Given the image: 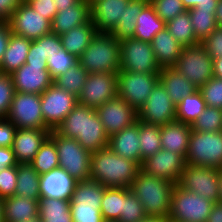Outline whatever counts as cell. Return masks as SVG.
I'll return each instance as SVG.
<instances>
[{
  "instance_id": "cell-40",
  "label": "cell",
  "mask_w": 222,
  "mask_h": 222,
  "mask_svg": "<svg viewBox=\"0 0 222 222\" xmlns=\"http://www.w3.org/2000/svg\"><path fill=\"white\" fill-rule=\"evenodd\" d=\"M30 165L40 174L59 169L58 153L55 143L48 137L40 146L39 151Z\"/></svg>"
},
{
  "instance_id": "cell-21",
  "label": "cell",
  "mask_w": 222,
  "mask_h": 222,
  "mask_svg": "<svg viewBox=\"0 0 222 222\" xmlns=\"http://www.w3.org/2000/svg\"><path fill=\"white\" fill-rule=\"evenodd\" d=\"M130 0H97L90 5L91 21L97 32L110 33L124 14Z\"/></svg>"
},
{
  "instance_id": "cell-44",
  "label": "cell",
  "mask_w": 222,
  "mask_h": 222,
  "mask_svg": "<svg viewBox=\"0 0 222 222\" xmlns=\"http://www.w3.org/2000/svg\"><path fill=\"white\" fill-rule=\"evenodd\" d=\"M191 129L200 132L222 131V109L207 106L193 122Z\"/></svg>"
},
{
  "instance_id": "cell-39",
  "label": "cell",
  "mask_w": 222,
  "mask_h": 222,
  "mask_svg": "<svg viewBox=\"0 0 222 222\" xmlns=\"http://www.w3.org/2000/svg\"><path fill=\"white\" fill-rule=\"evenodd\" d=\"M89 73L80 65L78 61L65 73L53 79V84L78 97L84 87V83Z\"/></svg>"
},
{
  "instance_id": "cell-13",
  "label": "cell",
  "mask_w": 222,
  "mask_h": 222,
  "mask_svg": "<svg viewBox=\"0 0 222 222\" xmlns=\"http://www.w3.org/2000/svg\"><path fill=\"white\" fill-rule=\"evenodd\" d=\"M41 95V110L45 125L55 130L78 104V97L52 84Z\"/></svg>"
},
{
  "instance_id": "cell-43",
  "label": "cell",
  "mask_w": 222,
  "mask_h": 222,
  "mask_svg": "<svg viewBox=\"0 0 222 222\" xmlns=\"http://www.w3.org/2000/svg\"><path fill=\"white\" fill-rule=\"evenodd\" d=\"M145 209L130 188L123 187V207L116 222H142L147 219Z\"/></svg>"
},
{
  "instance_id": "cell-48",
  "label": "cell",
  "mask_w": 222,
  "mask_h": 222,
  "mask_svg": "<svg viewBox=\"0 0 222 222\" xmlns=\"http://www.w3.org/2000/svg\"><path fill=\"white\" fill-rule=\"evenodd\" d=\"M15 93L11 74L0 73V118H6Z\"/></svg>"
},
{
  "instance_id": "cell-14",
  "label": "cell",
  "mask_w": 222,
  "mask_h": 222,
  "mask_svg": "<svg viewBox=\"0 0 222 222\" xmlns=\"http://www.w3.org/2000/svg\"><path fill=\"white\" fill-rule=\"evenodd\" d=\"M11 32L30 40L52 32L51 21L35 11L27 2H22L8 19Z\"/></svg>"
},
{
  "instance_id": "cell-55",
  "label": "cell",
  "mask_w": 222,
  "mask_h": 222,
  "mask_svg": "<svg viewBox=\"0 0 222 222\" xmlns=\"http://www.w3.org/2000/svg\"><path fill=\"white\" fill-rule=\"evenodd\" d=\"M62 48V42L60 36L55 33H49L47 35L42 36V51L44 52V56H52Z\"/></svg>"
},
{
  "instance_id": "cell-38",
  "label": "cell",
  "mask_w": 222,
  "mask_h": 222,
  "mask_svg": "<svg viewBox=\"0 0 222 222\" xmlns=\"http://www.w3.org/2000/svg\"><path fill=\"white\" fill-rule=\"evenodd\" d=\"M206 107L201 92L197 90L176 105V120L192 125Z\"/></svg>"
},
{
  "instance_id": "cell-8",
  "label": "cell",
  "mask_w": 222,
  "mask_h": 222,
  "mask_svg": "<svg viewBox=\"0 0 222 222\" xmlns=\"http://www.w3.org/2000/svg\"><path fill=\"white\" fill-rule=\"evenodd\" d=\"M173 68L198 89L214 77L213 60L201 43L183 47Z\"/></svg>"
},
{
  "instance_id": "cell-5",
  "label": "cell",
  "mask_w": 222,
  "mask_h": 222,
  "mask_svg": "<svg viewBox=\"0 0 222 222\" xmlns=\"http://www.w3.org/2000/svg\"><path fill=\"white\" fill-rule=\"evenodd\" d=\"M49 138L55 143L59 169L65 170L76 181L90 180L91 152L76 139L64 137L51 130Z\"/></svg>"
},
{
  "instance_id": "cell-50",
  "label": "cell",
  "mask_w": 222,
  "mask_h": 222,
  "mask_svg": "<svg viewBox=\"0 0 222 222\" xmlns=\"http://www.w3.org/2000/svg\"><path fill=\"white\" fill-rule=\"evenodd\" d=\"M17 184V166L0 170V198L5 199L15 195Z\"/></svg>"
},
{
  "instance_id": "cell-12",
  "label": "cell",
  "mask_w": 222,
  "mask_h": 222,
  "mask_svg": "<svg viewBox=\"0 0 222 222\" xmlns=\"http://www.w3.org/2000/svg\"><path fill=\"white\" fill-rule=\"evenodd\" d=\"M17 128L49 129L41 110V95L16 92L6 117Z\"/></svg>"
},
{
  "instance_id": "cell-34",
  "label": "cell",
  "mask_w": 222,
  "mask_h": 222,
  "mask_svg": "<svg viewBox=\"0 0 222 222\" xmlns=\"http://www.w3.org/2000/svg\"><path fill=\"white\" fill-rule=\"evenodd\" d=\"M40 174L30 164H18L15 195L38 200L40 194Z\"/></svg>"
},
{
  "instance_id": "cell-17",
  "label": "cell",
  "mask_w": 222,
  "mask_h": 222,
  "mask_svg": "<svg viewBox=\"0 0 222 222\" xmlns=\"http://www.w3.org/2000/svg\"><path fill=\"white\" fill-rule=\"evenodd\" d=\"M95 110L109 137L124 128L132 126L138 119L137 111L118 96L100 105Z\"/></svg>"
},
{
  "instance_id": "cell-10",
  "label": "cell",
  "mask_w": 222,
  "mask_h": 222,
  "mask_svg": "<svg viewBox=\"0 0 222 222\" xmlns=\"http://www.w3.org/2000/svg\"><path fill=\"white\" fill-rule=\"evenodd\" d=\"M120 70L138 73H159L150 42L135 38L120 41Z\"/></svg>"
},
{
  "instance_id": "cell-58",
  "label": "cell",
  "mask_w": 222,
  "mask_h": 222,
  "mask_svg": "<svg viewBox=\"0 0 222 222\" xmlns=\"http://www.w3.org/2000/svg\"><path fill=\"white\" fill-rule=\"evenodd\" d=\"M13 166H18V162L12 148L0 147V170Z\"/></svg>"
},
{
  "instance_id": "cell-66",
  "label": "cell",
  "mask_w": 222,
  "mask_h": 222,
  "mask_svg": "<svg viewBox=\"0 0 222 222\" xmlns=\"http://www.w3.org/2000/svg\"><path fill=\"white\" fill-rule=\"evenodd\" d=\"M0 222H4L3 220V199L0 198Z\"/></svg>"
},
{
  "instance_id": "cell-67",
  "label": "cell",
  "mask_w": 222,
  "mask_h": 222,
  "mask_svg": "<svg viewBox=\"0 0 222 222\" xmlns=\"http://www.w3.org/2000/svg\"><path fill=\"white\" fill-rule=\"evenodd\" d=\"M25 222H43L41 219H40V217L38 216V217H36V218H34V219H32V220H30V221H25Z\"/></svg>"
},
{
  "instance_id": "cell-45",
  "label": "cell",
  "mask_w": 222,
  "mask_h": 222,
  "mask_svg": "<svg viewBox=\"0 0 222 222\" xmlns=\"http://www.w3.org/2000/svg\"><path fill=\"white\" fill-rule=\"evenodd\" d=\"M78 62V58L73 54L68 53L63 47L58 53L47 58V70L52 79L65 73L70 67Z\"/></svg>"
},
{
  "instance_id": "cell-68",
  "label": "cell",
  "mask_w": 222,
  "mask_h": 222,
  "mask_svg": "<svg viewBox=\"0 0 222 222\" xmlns=\"http://www.w3.org/2000/svg\"><path fill=\"white\" fill-rule=\"evenodd\" d=\"M89 5L93 4L94 2H96L97 0H85Z\"/></svg>"
},
{
  "instance_id": "cell-29",
  "label": "cell",
  "mask_w": 222,
  "mask_h": 222,
  "mask_svg": "<svg viewBox=\"0 0 222 222\" xmlns=\"http://www.w3.org/2000/svg\"><path fill=\"white\" fill-rule=\"evenodd\" d=\"M31 42L30 39L11 33L1 61L0 73L12 74L25 64Z\"/></svg>"
},
{
  "instance_id": "cell-24",
  "label": "cell",
  "mask_w": 222,
  "mask_h": 222,
  "mask_svg": "<svg viewBox=\"0 0 222 222\" xmlns=\"http://www.w3.org/2000/svg\"><path fill=\"white\" fill-rule=\"evenodd\" d=\"M191 131V125L177 120L160 126L162 149H166L186 158Z\"/></svg>"
},
{
  "instance_id": "cell-11",
  "label": "cell",
  "mask_w": 222,
  "mask_h": 222,
  "mask_svg": "<svg viewBox=\"0 0 222 222\" xmlns=\"http://www.w3.org/2000/svg\"><path fill=\"white\" fill-rule=\"evenodd\" d=\"M178 185L214 203L220 202L219 169L217 168L186 164Z\"/></svg>"
},
{
  "instance_id": "cell-32",
  "label": "cell",
  "mask_w": 222,
  "mask_h": 222,
  "mask_svg": "<svg viewBox=\"0 0 222 222\" xmlns=\"http://www.w3.org/2000/svg\"><path fill=\"white\" fill-rule=\"evenodd\" d=\"M105 189L106 187L97 181H76L72 191L70 204H79V206H95L97 209H100Z\"/></svg>"
},
{
  "instance_id": "cell-65",
  "label": "cell",
  "mask_w": 222,
  "mask_h": 222,
  "mask_svg": "<svg viewBox=\"0 0 222 222\" xmlns=\"http://www.w3.org/2000/svg\"><path fill=\"white\" fill-rule=\"evenodd\" d=\"M142 222H169V221L167 219L148 217L147 219L143 220Z\"/></svg>"
},
{
  "instance_id": "cell-63",
  "label": "cell",
  "mask_w": 222,
  "mask_h": 222,
  "mask_svg": "<svg viewBox=\"0 0 222 222\" xmlns=\"http://www.w3.org/2000/svg\"><path fill=\"white\" fill-rule=\"evenodd\" d=\"M216 23L219 27H222V0H218V4L215 11Z\"/></svg>"
},
{
  "instance_id": "cell-27",
  "label": "cell",
  "mask_w": 222,
  "mask_h": 222,
  "mask_svg": "<svg viewBox=\"0 0 222 222\" xmlns=\"http://www.w3.org/2000/svg\"><path fill=\"white\" fill-rule=\"evenodd\" d=\"M39 201L13 195L3 199L4 222H25L38 217Z\"/></svg>"
},
{
  "instance_id": "cell-4",
  "label": "cell",
  "mask_w": 222,
  "mask_h": 222,
  "mask_svg": "<svg viewBox=\"0 0 222 222\" xmlns=\"http://www.w3.org/2000/svg\"><path fill=\"white\" fill-rule=\"evenodd\" d=\"M78 61L89 74L118 73L120 41H117L111 33L97 32Z\"/></svg>"
},
{
  "instance_id": "cell-51",
  "label": "cell",
  "mask_w": 222,
  "mask_h": 222,
  "mask_svg": "<svg viewBox=\"0 0 222 222\" xmlns=\"http://www.w3.org/2000/svg\"><path fill=\"white\" fill-rule=\"evenodd\" d=\"M201 44L212 60L222 57V27L215 28Z\"/></svg>"
},
{
  "instance_id": "cell-33",
  "label": "cell",
  "mask_w": 222,
  "mask_h": 222,
  "mask_svg": "<svg viewBox=\"0 0 222 222\" xmlns=\"http://www.w3.org/2000/svg\"><path fill=\"white\" fill-rule=\"evenodd\" d=\"M38 216L43 222H72L70 199L40 198Z\"/></svg>"
},
{
  "instance_id": "cell-31",
  "label": "cell",
  "mask_w": 222,
  "mask_h": 222,
  "mask_svg": "<svg viewBox=\"0 0 222 222\" xmlns=\"http://www.w3.org/2000/svg\"><path fill=\"white\" fill-rule=\"evenodd\" d=\"M166 23L156 14L154 7L148 2L136 18V28L133 38L151 42L155 34L162 31Z\"/></svg>"
},
{
  "instance_id": "cell-53",
  "label": "cell",
  "mask_w": 222,
  "mask_h": 222,
  "mask_svg": "<svg viewBox=\"0 0 222 222\" xmlns=\"http://www.w3.org/2000/svg\"><path fill=\"white\" fill-rule=\"evenodd\" d=\"M27 2L35 11L43 15L52 22L57 13V7L54 0H23Z\"/></svg>"
},
{
  "instance_id": "cell-19",
  "label": "cell",
  "mask_w": 222,
  "mask_h": 222,
  "mask_svg": "<svg viewBox=\"0 0 222 222\" xmlns=\"http://www.w3.org/2000/svg\"><path fill=\"white\" fill-rule=\"evenodd\" d=\"M16 92L42 94L53 84L47 65L23 64L11 74Z\"/></svg>"
},
{
  "instance_id": "cell-15",
  "label": "cell",
  "mask_w": 222,
  "mask_h": 222,
  "mask_svg": "<svg viewBox=\"0 0 222 222\" xmlns=\"http://www.w3.org/2000/svg\"><path fill=\"white\" fill-rule=\"evenodd\" d=\"M137 113L138 120L163 126L176 120V105L169 97L163 85L158 82L152 89L145 104Z\"/></svg>"
},
{
  "instance_id": "cell-3",
  "label": "cell",
  "mask_w": 222,
  "mask_h": 222,
  "mask_svg": "<svg viewBox=\"0 0 222 222\" xmlns=\"http://www.w3.org/2000/svg\"><path fill=\"white\" fill-rule=\"evenodd\" d=\"M175 186L169 180L147 174L140 169L130 190L142 203L148 217L168 219Z\"/></svg>"
},
{
  "instance_id": "cell-6",
  "label": "cell",
  "mask_w": 222,
  "mask_h": 222,
  "mask_svg": "<svg viewBox=\"0 0 222 222\" xmlns=\"http://www.w3.org/2000/svg\"><path fill=\"white\" fill-rule=\"evenodd\" d=\"M214 202L176 184L171 198L169 222H207Z\"/></svg>"
},
{
  "instance_id": "cell-54",
  "label": "cell",
  "mask_w": 222,
  "mask_h": 222,
  "mask_svg": "<svg viewBox=\"0 0 222 222\" xmlns=\"http://www.w3.org/2000/svg\"><path fill=\"white\" fill-rule=\"evenodd\" d=\"M17 127L7 118H0V147H12Z\"/></svg>"
},
{
  "instance_id": "cell-59",
  "label": "cell",
  "mask_w": 222,
  "mask_h": 222,
  "mask_svg": "<svg viewBox=\"0 0 222 222\" xmlns=\"http://www.w3.org/2000/svg\"><path fill=\"white\" fill-rule=\"evenodd\" d=\"M11 29L8 22L0 21V65L3 55L7 49L9 37L11 35Z\"/></svg>"
},
{
  "instance_id": "cell-42",
  "label": "cell",
  "mask_w": 222,
  "mask_h": 222,
  "mask_svg": "<svg viewBox=\"0 0 222 222\" xmlns=\"http://www.w3.org/2000/svg\"><path fill=\"white\" fill-rule=\"evenodd\" d=\"M215 11L216 10H199L195 7L188 10L194 33L200 42L218 27Z\"/></svg>"
},
{
  "instance_id": "cell-41",
  "label": "cell",
  "mask_w": 222,
  "mask_h": 222,
  "mask_svg": "<svg viewBox=\"0 0 222 222\" xmlns=\"http://www.w3.org/2000/svg\"><path fill=\"white\" fill-rule=\"evenodd\" d=\"M123 207V187H106L100 212L104 221H117Z\"/></svg>"
},
{
  "instance_id": "cell-16",
  "label": "cell",
  "mask_w": 222,
  "mask_h": 222,
  "mask_svg": "<svg viewBox=\"0 0 222 222\" xmlns=\"http://www.w3.org/2000/svg\"><path fill=\"white\" fill-rule=\"evenodd\" d=\"M116 96L117 73H92L84 83L78 103L96 109Z\"/></svg>"
},
{
  "instance_id": "cell-20",
  "label": "cell",
  "mask_w": 222,
  "mask_h": 222,
  "mask_svg": "<svg viewBox=\"0 0 222 222\" xmlns=\"http://www.w3.org/2000/svg\"><path fill=\"white\" fill-rule=\"evenodd\" d=\"M50 132V129L17 128L11 148L18 164H30Z\"/></svg>"
},
{
  "instance_id": "cell-7",
  "label": "cell",
  "mask_w": 222,
  "mask_h": 222,
  "mask_svg": "<svg viewBox=\"0 0 222 222\" xmlns=\"http://www.w3.org/2000/svg\"><path fill=\"white\" fill-rule=\"evenodd\" d=\"M186 164L222 169V131H191Z\"/></svg>"
},
{
  "instance_id": "cell-25",
  "label": "cell",
  "mask_w": 222,
  "mask_h": 222,
  "mask_svg": "<svg viewBox=\"0 0 222 222\" xmlns=\"http://www.w3.org/2000/svg\"><path fill=\"white\" fill-rule=\"evenodd\" d=\"M90 19V5L85 0H80L69 8L57 11L51 22L52 33L60 36L77 26L87 23Z\"/></svg>"
},
{
  "instance_id": "cell-36",
  "label": "cell",
  "mask_w": 222,
  "mask_h": 222,
  "mask_svg": "<svg viewBox=\"0 0 222 222\" xmlns=\"http://www.w3.org/2000/svg\"><path fill=\"white\" fill-rule=\"evenodd\" d=\"M165 27L183 47L201 43L194 33L188 10L167 21Z\"/></svg>"
},
{
  "instance_id": "cell-18",
  "label": "cell",
  "mask_w": 222,
  "mask_h": 222,
  "mask_svg": "<svg viewBox=\"0 0 222 222\" xmlns=\"http://www.w3.org/2000/svg\"><path fill=\"white\" fill-rule=\"evenodd\" d=\"M185 166L186 160L182 155L161 149L145 159L141 169L147 174L178 184Z\"/></svg>"
},
{
  "instance_id": "cell-64",
  "label": "cell",
  "mask_w": 222,
  "mask_h": 222,
  "mask_svg": "<svg viewBox=\"0 0 222 222\" xmlns=\"http://www.w3.org/2000/svg\"><path fill=\"white\" fill-rule=\"evenodd\" d=\"M219 196L222 203V169H219Z\"/></svg>"
},
{
  "instance_id": "cell-35",
  "label": "cell",
  "mask_w": 222,
  "mask_h": 222,
  "mask_svg": "<svg viewBox=\"0 0 222 222\" xmlns=\"http://www.w3.org/2000/svg\"><path fill=\"white\" fill-rule=\"evenodd\" d=\"M149 0H130L116 27L110 32L117 41L133 38L136 18Z\"/></svg>"
},
{
  "instance_id": "cell-52",
  "label": "cell",
  "mask_w": 222,
  "mask_h": 222,
  "mask_svg": "<svg viewBox=\"0 0 222 222\" xmlns=\"http://www.w3.org/2000/svg\"><path fill=\"white\" fill-rule=\"evenodd\" d=\"M28 65H47V56L42 51V37L32 40L29 53L26 57Z\"/></svg>"
},
{
  "instance_id": "cell-30",
  "label": "cell",
  "mask_w": 222,
  "mask_h": 222,
  "mask_svg": "<svg viewBox=\"0 0 222 222\" xmlns=\"http://www.w3.org/2000/svg\"><path fill=\"white\" fill-rule=\"evenodd\" d=\"M97 30L91 19L80 26L60 35L62 47L70 54L79 58L89 46Z\"/></svg>"
},
{
  "instance_id": "cell-37",
  "label": "cell",
  "mask_w": 222,
  "mask_h": 222,
  "mask_svg": "<svg viewBox=\"0 0 222 222\" xmlns=\"http://www.w3.org/2000/svg\"><path fill=\"white\" fill-rule=\"evenodd\" d=\"M139 124V143L141 166L143 161L162 149L160 126L145 123L137 119Z\"/></svg>"
},
{
  "instance_id": "cell-26",
  "label": "cell",
  "mask_w": 222,
  "mask_h": 222,
  "mask_svg": "<svg viewBox=\"0 0 222 222\" xmlns=\"http://www.w3.org/2000/svg\"><path fill=\"white\" fill-rule=\"evenodd\" d=\"M150 43L160 68L173 67L183 49L166 27L155 34Z\"/></svg>"
},
{
  "instance_id": "cell-23",
  "label": "cell",
  "mask_w": 222,
  "mask_h": 222,
  "mask_svg": "<svg viewBox=\"0 0 222 222\" xmlns=\"http://www.w3.org/2000/svg\"><path fill=\"white\" fill-rule=\"evenodd\" d=\"M108 147L117 155L131 159L141 166L139 124L132 126L109 137Z\"/></svg>"
},
{
  "instance_id": "cell-28",
  "label": "cell",
  "mask_w": 222,
  "mask_h": 222,
  "mask_svg": "<svg viewBox=\"0 0 222 222\" xmlns=\"http://www.w3.org/2000/svg\"><path fill=\"white\" fill-rule=\"evenodd\" d=\"M159 82L175 105L198 88L173 67L161 68Z\"/></svg>"
},
{
  "instance_id": "cell-47",
  "label": "cell",
  "mask_w": 222,
  "mask_h": 222,
  "mask_svg": "<svg viewBox=\"0 0 222 222\" xmlns=\"http://www.w3.org/2000/svg\"><path fill=\"white\" fill-rule=\"evenodd\" d=\"M198 90L207 106L222 109V79L212 77Z\"/></svg>"
},
{
  "instance_id": "cell-60",
  "label": "cell",
  "mask_w": 222,
  "mask_h": 222,
  "mask_svg": "<svg viewBox=\"0 0 222 222\" xmlns=\"http://www.w3.org/2000/svg\"><path fill=\"white\" fill-rule=\"evenodd\" d=\"M207 222H222V203H214Z\"/></svg>"
},
{
  "instance_id": "cell-62",
  "label": "cell",
  "mask_w": 222,
  "mask_h": 222,
  "mask_svg": "<svg viewBox=\"0 0 222 222\" xmlns=\"http://www.w3.org/2000/svg\"><path fill=\"white\" fill-rule=\"evenodd\" d=\"M213 74L215 78L222 79V57L213 60Z\"/></svg>"
},
{
  "instance_id": "cell-57",
  "label": "cell",
  "mask_w": 222,
  "mask_h": 222,
  "mask_svg": "<svg viewBox=\"0 0 222 222\" xmlns=\"http://www.w3.org/2000/svg\"><path fill=\"white\" fill-rule=\"evenodd\" d=\"M186 10L197 8L199 10H216L218 0H182Z\"/></svg>"
},
{
  "instance_id": "cell-1",
  "label": "cell",
  "mask_w": 222,
  "mask_h": 222,
  "mask_svg": "<svg viewBox=\"0 0 222 222\" xmlns=\"http://www.w3.org/2000/svg\"><path fill=\"white\" fill-rule=\"evenodd\" d=\"M55 131L64 137L76 139L84 149L91 153L108 147L109 136L96 110L79 103L68 113Z\"/></svg>"
},
{
  "instance_id": "cell-46",
  "label": "cell",
  "mask_w": 222,
  "mask_h": 222,
  "mask_svg": "<svg viewBox=\"0 0 222 222\" xmlns=\"http://www.w3.org/2000/svg\"><path fill=\"white\" fill-rule=\"evenodd\" d=\"M156 14L165 23L186 10L182 0H149Z\"/></svg>"
},
{
  "instance_id": "cell-61",
  "label": "cell",
  "mask_w": 222,
  "mask_h": 222,
  "mask_svg": "<svg viewBox=\"0 0 222 222\" xmlns=\"http://www.w3.org/2000/svg\"><path fill=\"white\" fill-rule=\"evenodd\" d=\"M80 0H54V3L58 11L69 8L74 4H77Z\"/></svg>"
},
{
  "instance_id": "cell-56",
  "label": "cell",
  "mask_w": 222,
  "mask_h": 222,
  "mask_svg": "<svg viewBox=\"0 0 222 222\" xmlns=\"http://www.w3.org/2000/svg\"><path fill=\"white\" fill-rule=\"evenodd\" d=\"M23 0H0V21L7 22Z\"/></svg>"
},
{
  "instance_id": "cell-9",
  "label": "cell",
  "mask_w": 222,
  "mask_h": 222,
  "mask_svg": "<svg viewBox=\"0 0 222 222\" xmlns=\"http://www.w3.org/2000/svg\"><path fill=\"white\" fill-rule=\"evenodd\" d=\"M159 82V73H138L120 70L117 73V96L138 111Z\"/></svg>"
},
{
  "instance_id": "cell-2",
  "label": "cell",
  "mask_w": 222,
  "mask_h": 222,
  "mask_svg": "<svg viewBox=\"0 0 222 222\" xmlns=\"http://www.w3.org/2000/svg\"><path fill=\"white\" fill-rule=\"evenodd\" d=\"M140 169L138 163L115 154L109 147L91 154L90 180L104 187L130 188Z\"/></svg>"
},
{
  "instance_id": "cell-22",
  "label": "cell",
  "mask_w": 222,
  "mask_h": 222,
  "mask_svg": "<svg viewBox=\"0 0 222 222\" xmlns=\"http://www.w3.org/2000/svg\"><path fill=\"white\" fill-rule=\"evenodd\" d=\"M76 180L65 170L56 169L40 175L41 198L71 199Z\"/></svg>"
},
{
  "instance_id": "cell-49",
  "label": "cell",
  "mask_w": 222,
  "mask_h": 222,
  "mask_svg": "<svg viewBox=\"0 0 222 222\" xmlns=\"http://www.w3.org/2000/svg\"><path fill=\"white\" fill-rule=\"evenodd\" d=\"M72 222H104L100 209L95 206L70 204Z\"/></svg>"
}]
</instances>
